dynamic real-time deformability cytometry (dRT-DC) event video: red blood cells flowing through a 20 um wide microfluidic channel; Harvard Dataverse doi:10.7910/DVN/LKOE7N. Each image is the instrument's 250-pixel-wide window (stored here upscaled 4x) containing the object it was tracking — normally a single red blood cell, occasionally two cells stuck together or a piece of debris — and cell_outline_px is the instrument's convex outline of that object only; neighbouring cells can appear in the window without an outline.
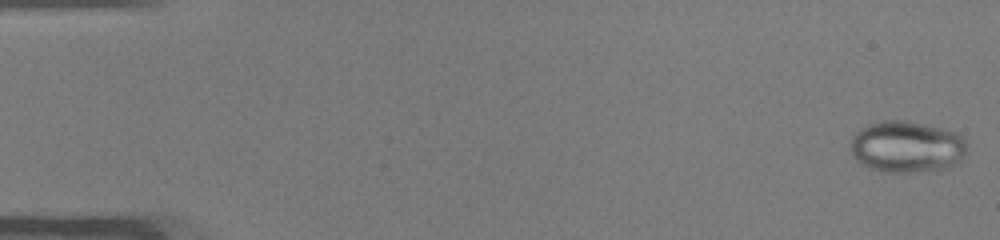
{"species": "common noctule bat (a hibernating species)", "species_latin": "Nyctalus noctula", "temperature_condition": "warm", "stored_images_in_passage": 50, "camera_frame_rate_fps": 3000, "um_per_image_px": 0.085, "animal": {"sex": "male", "body_mass_g": 19.0, "forearm_length_mm": 50.8}, "frame": {"image": 1, "passage_image": 1, "time_ms": 0.0, "image_size_px": [1000, 240], "cell_outline_px": [[968, 152], [956, 164], [944, 168], [928, 172], [884, 172], [868, 168], [856, 160], [852, 156], [852, 136], [860, 128], [868, 124], [880, 120], [908, 120], [956, 132], [964, 140]], "centroid_in_image_um": [77.07, 12.48], "position_along_channel_um": 7.9, "area_um2": 35.32}}
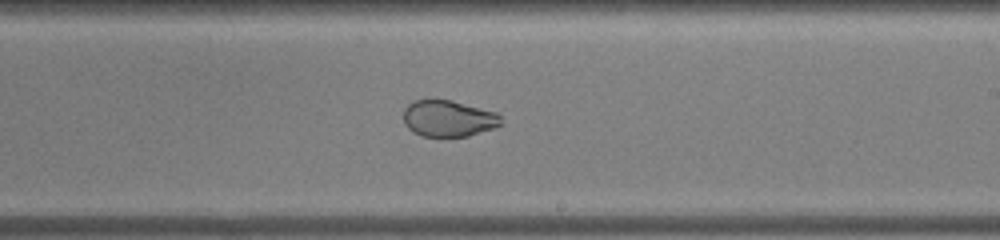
{"frame": {"image": 2, "passage_image": 30, "time_ms": 9.667, "image_size_px": [1000, 240], "cell_outline_px": [[500, 124], [492, 128], [468, 136], [424, 136], [412, 132], [404, 124], [404, 108], [412, 100], [452, 100], [496, 112], [500, 116]], "centroid_in_image_um": [38.07, 10.06], "position_along_channel_um": 250.9, "area_um2": 20.52}}
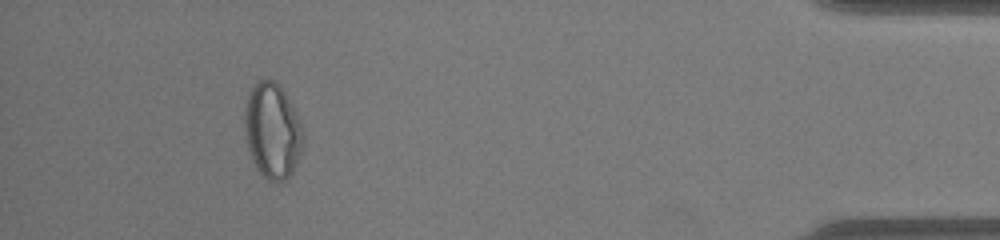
{"frame": {"image": 3, "passage_image": 46, "time_ms": 15.0, "image_size_px": [1000, 240], "cell_outline_px": [[300, 152], [292, 172], [284, 180], [276, 184], [268, 180], [256, 168], [252, 160], [244, 136], [244, 104], [256, 80], [276, 80], [284, 92], [300, 124]], "centroid_in_image_um": [23.08, 11.12], "position_along_channel_um": 412.1, "area_um2": 31.96}}